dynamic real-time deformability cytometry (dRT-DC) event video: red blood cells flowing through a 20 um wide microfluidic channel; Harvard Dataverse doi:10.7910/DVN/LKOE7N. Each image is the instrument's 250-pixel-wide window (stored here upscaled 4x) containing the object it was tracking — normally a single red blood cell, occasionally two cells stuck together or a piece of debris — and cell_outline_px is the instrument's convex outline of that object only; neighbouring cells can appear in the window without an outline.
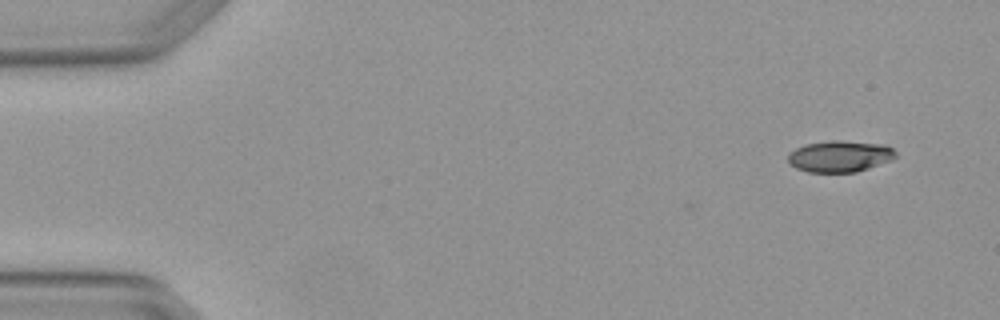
{"species": "Egyptian fruit bat (a non-hibernating species)", "species_latin": "Rousettus aegyptiacus", "temperature_condition": "warm", "stored_images_in_passage": 3, "camera_frame_rate_fps": 3000, "um_per_image_px": 0.085, "animal": {"sex": "female"}, "frame": {"image": 1, "passage_image": 1, "time_ms": 0.0, "image_size_px": [1000, 320], "cell_outline_px": [[896, 156], [892, 160], [856, 172], [808, 172], [796, 168], [788, 164], [788, 152], [804, 144], [832, 140], [840, 140], [884, 144], [892, 148], [896, 152]], "centroid_in_image_um": [71.36, 13.28], "position_along_channel_um": 13.6, "area_um2": 19.88}}